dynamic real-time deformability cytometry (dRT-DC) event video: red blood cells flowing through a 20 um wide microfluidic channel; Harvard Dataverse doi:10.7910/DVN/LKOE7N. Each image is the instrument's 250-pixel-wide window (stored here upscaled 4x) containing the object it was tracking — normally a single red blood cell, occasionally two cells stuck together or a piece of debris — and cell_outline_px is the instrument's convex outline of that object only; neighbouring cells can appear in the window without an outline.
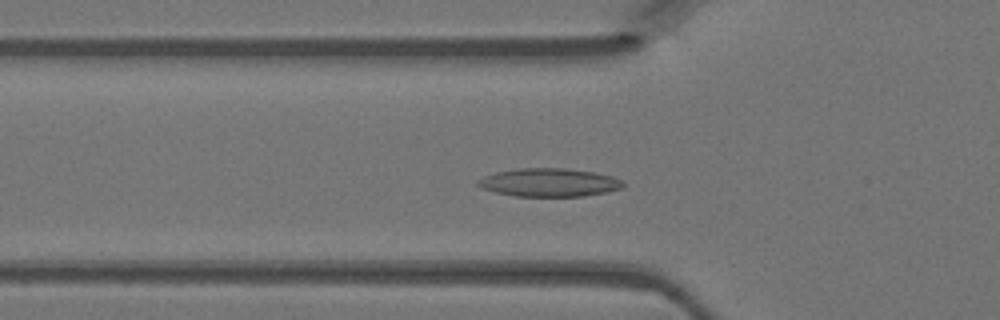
{"species": "Egyptian fruit bat (a non-hibernating species)", "species_latin": "Rousettus aegyptiacus", "temperature_condition": "warm", "stored_images_in_passage": 39, "camera_frame_rate_fps": 3000, "um_per_image_px": 0.085, "animal": {"sex": "female"}, "frame": {"image": 1, "passage_image": 7, "time_ms": 2.0, "image_size_px": [1000, 320], "cell_outline_px": [[624, 184], [620, 188], [604, 192], [584, 196], [516, 196], [496, 192], [484, 188], [476, 184], [476, 180], [484, 176], [496, 172], [516, 168], [564, 168], [596, 172], [612, 176], [624, 180]], "centroid_in_image_um": [46.68, 15.5], "position_along_channel_um": 79.1, "area_um2": 23.87}}
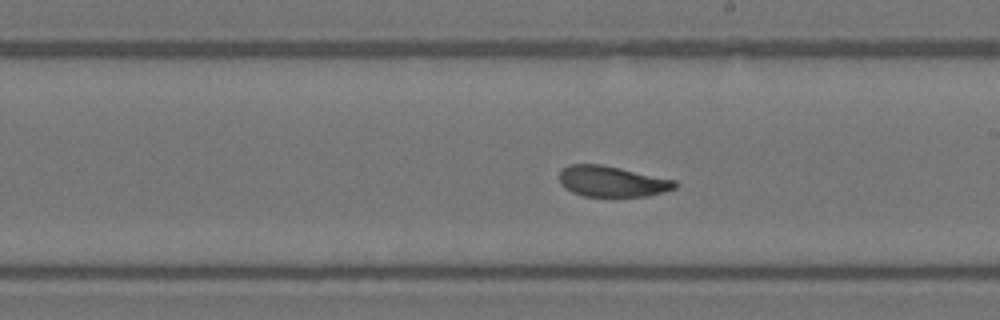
{"frame": {"image": 2, "passage_image": 18, "time_ms": 5.667, "image_size_px": [1000, 320], "cell_outline_px": [[676, 188], [648, 196], [584, 196], [572, 192], [564, 188], [560, 184], [560, 172], [568, 164], [600, 164], [620, 168], [676, 180]], "centroid_in_image_um": [52.0, 15.42], "position_along_channel_um": 237.0, "area_um2": 20.63}}
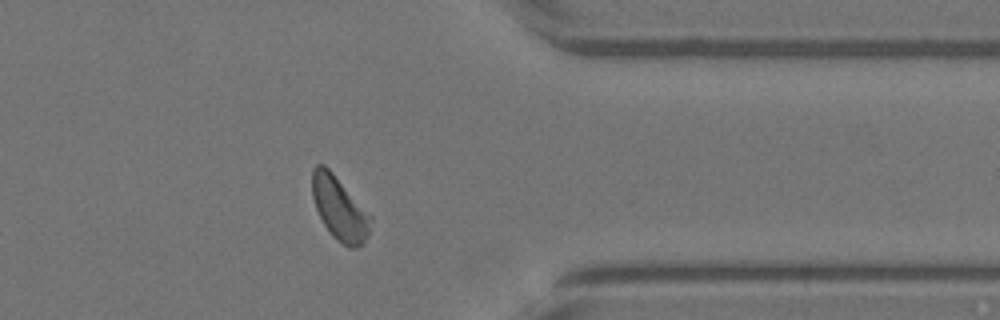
{"frame": {"image": 3, "passage_image": 29, "time_ms": 9.333, "image_size_px": [1000, 320], "cell_outline_px": [[372, 220], [368, 236], [364, 244], [356, 248], [348, 248], [336, 240], [332, 236], [324, 224], [316, 208], [312, 196], [312, 168], [316, 164], [324, 164], [332, 172], [372, 216]], "centroid_in_image_um": [28.87, 17.74], "position_along_channel_um": 382.5, "area_um2": 21.68}}